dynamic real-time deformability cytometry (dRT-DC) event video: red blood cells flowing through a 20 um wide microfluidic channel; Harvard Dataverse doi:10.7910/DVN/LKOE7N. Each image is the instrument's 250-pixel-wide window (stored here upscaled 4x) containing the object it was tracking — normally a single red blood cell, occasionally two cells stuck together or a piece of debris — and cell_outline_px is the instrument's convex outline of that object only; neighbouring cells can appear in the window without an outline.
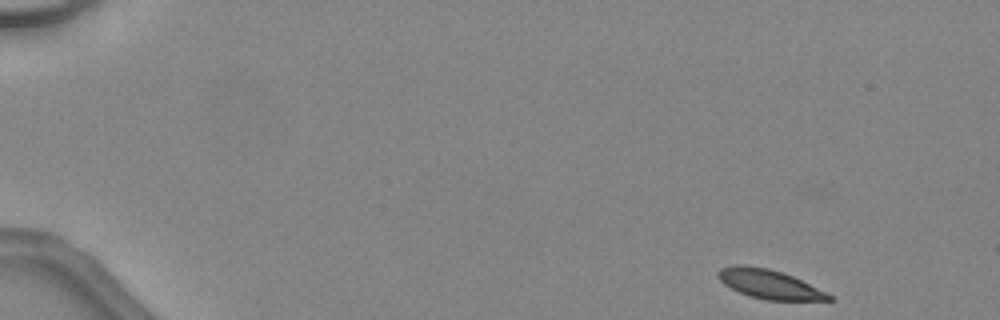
{"species": "common noctule bat (a hibernating species)", "species_latin": "Nyctalus noctula", "temperature_condition": "warm", "stored_images_in_passage": 43, "camera_frame_rate_fps": 3000, "um_per_image_px": 0.085, "animal": {"sex": "female", "body_mass_g": 24.6, "forearm_length_mm": 56.2}, "frame": {"image": 1, "passage_image": 1, "time_ms": 0.0, "image_size_px": [1000, 320], "cell_outline_px": [[836, 300], [768, 300], [752, 296], [740, 292], [724, 284], [716, 276], [716, 272], [720, 268], [736, 264], [744, 264], [768, 268], [784, 272], [828, 292]], "centroid_in_image_um": [65.4, 24.13], "position_along_channel_um": 19.6, "area_um2": 18.9}}
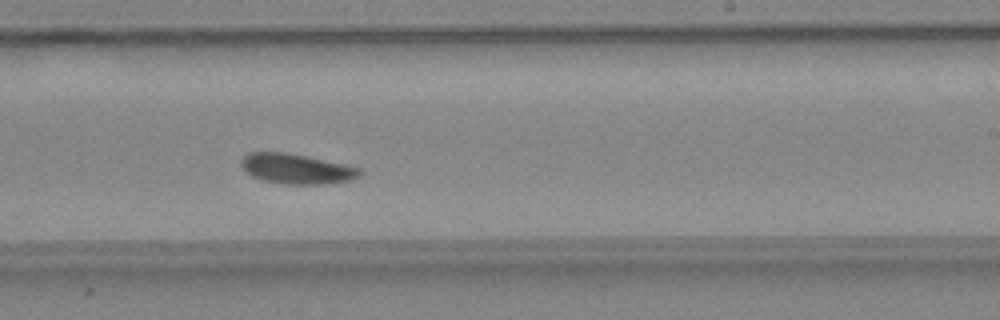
{"frame": {"image": 2, "passage_image": 27, "time_ms": 8.667, "image_size_px": [1000, 320], "cell_outline_px": [[360, 176], [352, 180], [324, 184], [284, 184], [260, 180], [252, 176], [240, 164], [240, 160], [248, 152], [284, 152], [344, 164], [360, 168]], "centroid_in_image_um": [25.18, 14.36], "position_along_channel_um": 263.8, "area_um2": 20.63}}
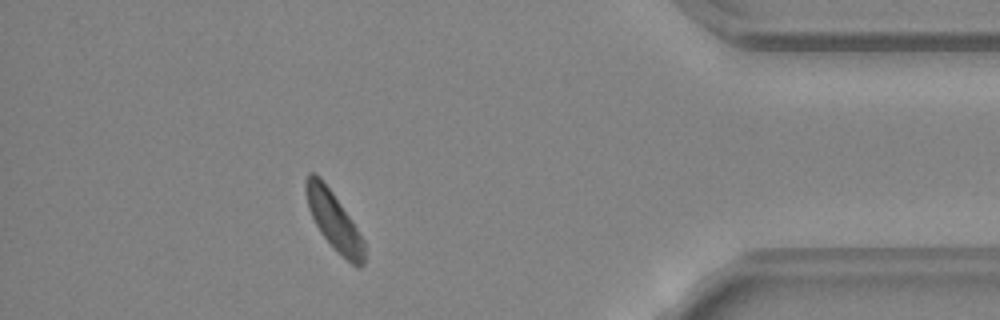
{"frame": {"image": 3, "passage_image": 39, "time_ms": 12.667, "image_size_px": [1000, 320], "cell_outline_px": [[364, 264], [360, 268], [356, 268], [336, 252], [332, 248], [320, 232], [308, 208], [304, 188], [304, 180], [308, 172], [316, 172], [320, 176], [332, 192], [364, 240]], "centroid_in_image_um": [28.35, 18.77], "position_along_channel_um": 406.9, "area_um2": 19.88}, "authors_computed_cell_mechanics": {"area_um2": 20.2878, "velocity_mm_per_s": 4.4685, "shape_relaxation_time_tau1_ms": 4.7912, "shape_relaxation_time_tau2_ms": null, "deformation_change_tau1": 0.1128, "deformation_change_tau2": null}}